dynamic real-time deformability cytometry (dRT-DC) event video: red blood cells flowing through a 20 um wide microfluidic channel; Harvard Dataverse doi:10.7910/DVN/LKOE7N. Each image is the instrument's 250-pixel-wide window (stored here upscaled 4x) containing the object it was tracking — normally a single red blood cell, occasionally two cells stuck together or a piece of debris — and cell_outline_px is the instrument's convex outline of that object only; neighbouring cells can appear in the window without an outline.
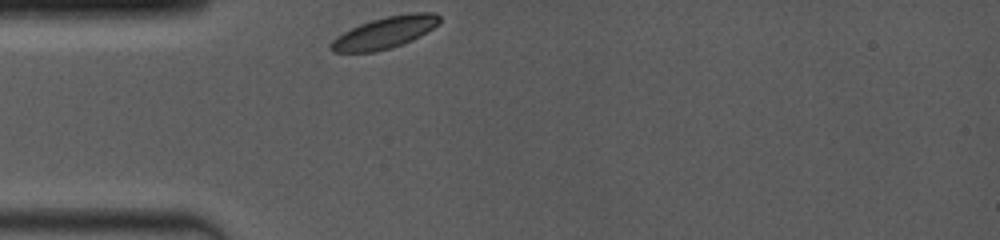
{"species": "common noctule bat (a hibernating species)", "species_latin": "Nyctalus noctula", "temperature_condition": "room temperature", "stored_images_in_passage": 15, "camera_frame_rate_fps": 4000, "um_per_image_px": 0.085, "animal": {"sex": "female", "body_mass_g": 19.0, "forearm_length_mm": 53.3}, "frame": {"image": 1, "passage_image": 1, "time_ms": 0.0, "image_size_px": [1000, 240], "cell_outline_px": [[440, 20], [432, 28], [420, 36], [412, 40], [376, 52], [332, 52], [328, 48], [328, 44], [336, 36], [360, 24], [372, 20], [388, 16], [412, 12], [432, 12], [440, 16]], "centroid_in_image_um": [32.66, 2.78], "position_along_channel_um": 52.3, "area_um2": 19.83}}
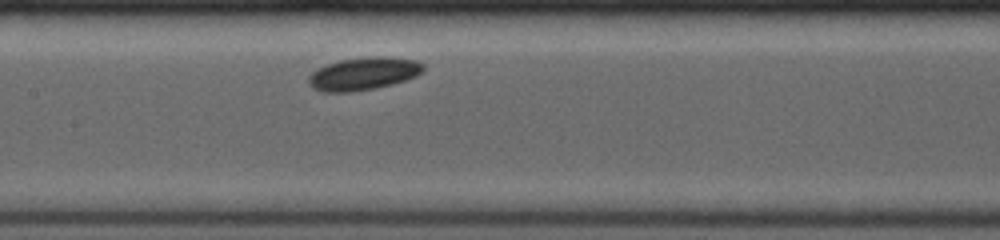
{"frame": {"image": 2, "passage_image": 9, "time_ms": 3.5, "image_size_px": [1000, 240], "cell_outline_px": [[424, 68], [416, 76], [392, 84], [376, 88], [352, 92], [324, 92], [312, 88], [308, 84], [308, 76], [316, 68], [340, 60], [376, 56], [384, 56], [416, 60], [424, 64]], "centroid_in_image_um": [30.86, 6.27], "position_along_channel_um": 176.5, "area_um2": 21.91}}
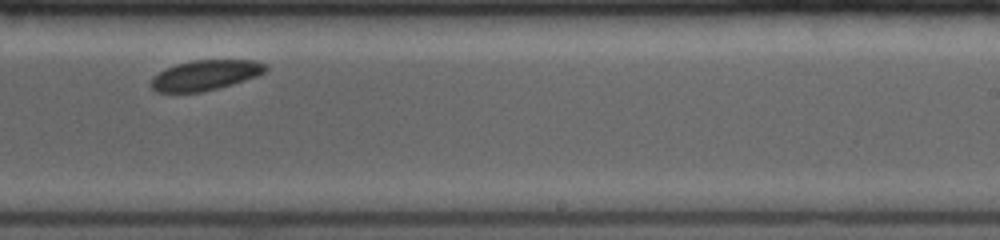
{"frame": {"image": 3, "passage_image": 15, "time_ms": 6.0, "image_size_px": [1000, 240], "cell_outline_px": [[268, 68], [264, 72], [256, 76], [232, 84], [200, 92], [156, 92], [152, 88], [152, 76], [176, 64], [192, 60], [252, 60], [268, 64]], "centroid_in_image_um": [17.46, 6.38], "position_along_channel_um": 271.5, "area_um2": 19.88}}